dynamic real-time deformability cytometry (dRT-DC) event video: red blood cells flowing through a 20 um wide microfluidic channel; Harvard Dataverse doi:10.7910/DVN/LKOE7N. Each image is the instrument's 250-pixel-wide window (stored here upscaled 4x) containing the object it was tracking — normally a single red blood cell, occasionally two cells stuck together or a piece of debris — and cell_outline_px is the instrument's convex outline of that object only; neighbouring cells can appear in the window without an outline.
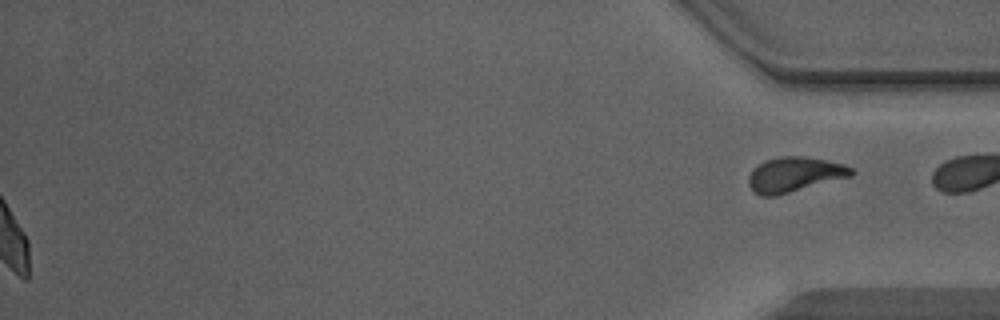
{"species": "Egyptian fruit bat (a non-hibernating species)", "species_latin": "Rousettus aegyptiacus", "temperature_condition": "warm", "stored_images_in_passage": 44, "segment_of_instrument_passage": [2, 2], "camera_frame_rate_fps": 3000, "um_per_image_px": 0.085, "animal": {"sex": "male"}, "frame": {"image": 1, "passage_image": 44, "time_ms": 14.333, "image_size_px": [1000, 320], "cell_outline_px": [[856, 172], [852, 176], [776, 196], [760, 196], [752, 192], [748, 184], [748, 176], [752, 168], [764, 160], [780, 156], [804, 156], [844, 164], [852, 168]], "centroid_in_image_um": [67.49, 14.84], "position_along_channel_um": 367.7, "area_um2": 21.21}}